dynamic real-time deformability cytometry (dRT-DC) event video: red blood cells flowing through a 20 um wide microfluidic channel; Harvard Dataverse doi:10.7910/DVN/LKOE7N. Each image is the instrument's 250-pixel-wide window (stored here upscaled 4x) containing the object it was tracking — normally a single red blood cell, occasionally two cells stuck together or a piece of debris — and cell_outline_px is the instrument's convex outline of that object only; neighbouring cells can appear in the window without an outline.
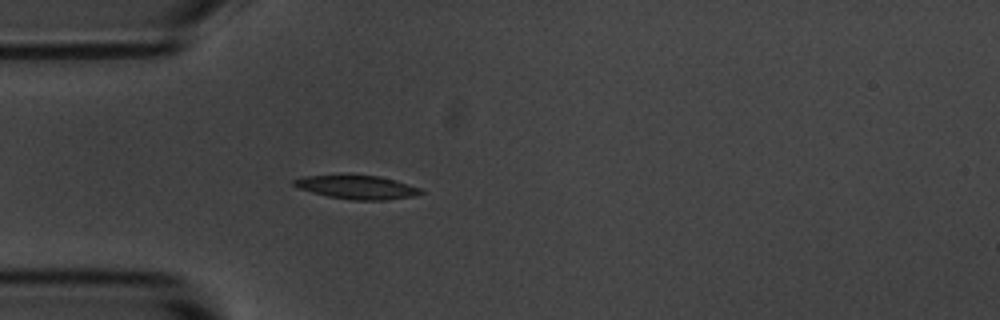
{"species": "common noctule bat (a hibernating species)", "species_latin": "Nyctalus noctula", "temperature_condition": "room temperature", "stored_images_in_passage": 3, "camera_frame_rate_fps": 3000, "um_per_image_px": 0.085, "animal": {"sex": "male", "body_mass_g": 20.1, "forearm_length_mm": 53.5}, "frame": {"image": 1, "passage_image": 3, "time_ms": 3.333, "image_size_px": [1000, 320], "cell_outline_px": [[424, 192], [412, 196], [384, 200], [352, 200], [328, 196], [312, 192], [300, 188], [292, 184], [292, 180], [304, 176], [340, 172], [376, 176], [396, 180], [420, 188]], "centroid_in_image_um": [30.27, 15.86], "position_along_channel_um": 54.7, "area_um2": 18.03}}